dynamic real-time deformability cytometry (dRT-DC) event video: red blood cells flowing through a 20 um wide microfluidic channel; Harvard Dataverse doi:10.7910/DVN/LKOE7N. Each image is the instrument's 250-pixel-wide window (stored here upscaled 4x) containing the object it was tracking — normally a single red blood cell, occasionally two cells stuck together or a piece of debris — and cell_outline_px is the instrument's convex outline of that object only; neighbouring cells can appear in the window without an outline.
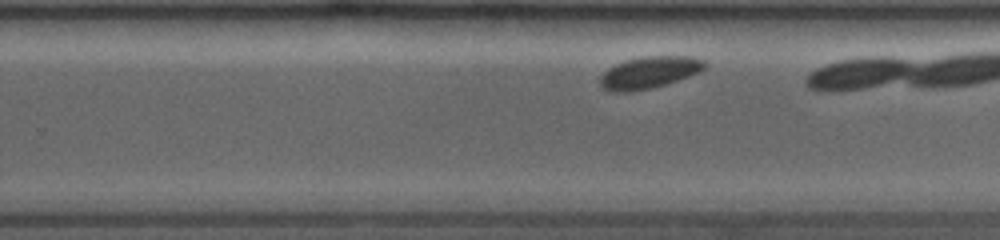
{"species": "common noctule bat (a hibernating species)", "species_latin": "Nyctalus noctula", "temperature_condition": "room temperature", "stored_images_in_passage": 18, "camera_frame_rate_fps": 3500, "um_per_image_px": 0.085, "animal": {"sex": "female", "body_mass_g": 19.0, "forearm_length_mm": 53.3}, "frame": {"image": 1, "passage_image": 11, "time_ms": 5.429, "image_size_px": [1000, 240], "cell_outline_px": [[708, 64], [700, 72], [668, 84], [652, 88], [628, 92], [608, 92], [600, 84], [600, 76], [608, 68], [616, 64], [628, 60], [644, 56], [692, 56], [704, 60]], "centroid_in_image_um": [55.21, 6.17], "position_along_channel_um": 274.6, "area_um2": 19.59}}